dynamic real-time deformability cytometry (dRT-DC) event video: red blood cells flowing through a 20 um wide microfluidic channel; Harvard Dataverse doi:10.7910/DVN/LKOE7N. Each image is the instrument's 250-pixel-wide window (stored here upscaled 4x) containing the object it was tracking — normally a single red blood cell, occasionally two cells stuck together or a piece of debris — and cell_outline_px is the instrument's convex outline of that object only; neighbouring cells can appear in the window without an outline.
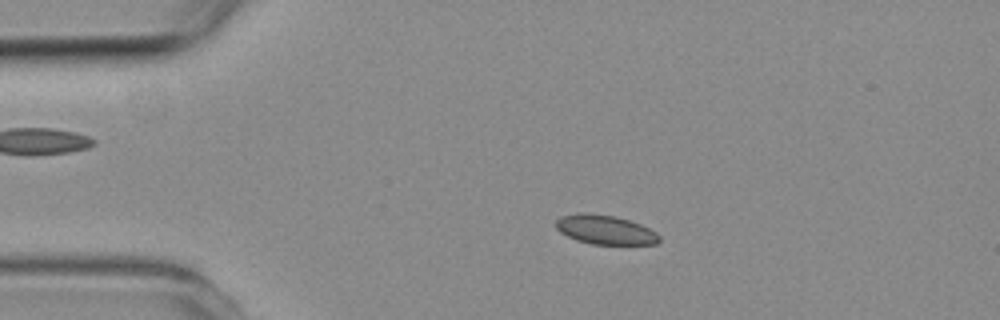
{"species": "common noctule bat (a hibernating species)", "species_latin": "Nyctalus noctula", "temperature_condition": "room temperature", "stored_images_in_passage": 3, "camera_frame_rate_fps": 3000, "um_per_image_px": 0.085, "animal": {"sex": "female", "body_mass_g": 19.3, "forearm_length_mm": 54.1}, "frame": {"image": 1, "passage_image": 2, "time_ms": 1.333, "image_size_px": [1000, 320], "cell_outline_px": [[660, 240], [656, 244], [592, 244], [576, 240], [560, 232], [556, 228], [556, 220], [560, 216], [580, 212], [588, 212], [616, 216], [640, 224], [656, 232], [660, 236]], "centroid_in_image_um": [51.42, 19.51], "position_along_channel_um": 33.6, "area_um2": 17.69}}